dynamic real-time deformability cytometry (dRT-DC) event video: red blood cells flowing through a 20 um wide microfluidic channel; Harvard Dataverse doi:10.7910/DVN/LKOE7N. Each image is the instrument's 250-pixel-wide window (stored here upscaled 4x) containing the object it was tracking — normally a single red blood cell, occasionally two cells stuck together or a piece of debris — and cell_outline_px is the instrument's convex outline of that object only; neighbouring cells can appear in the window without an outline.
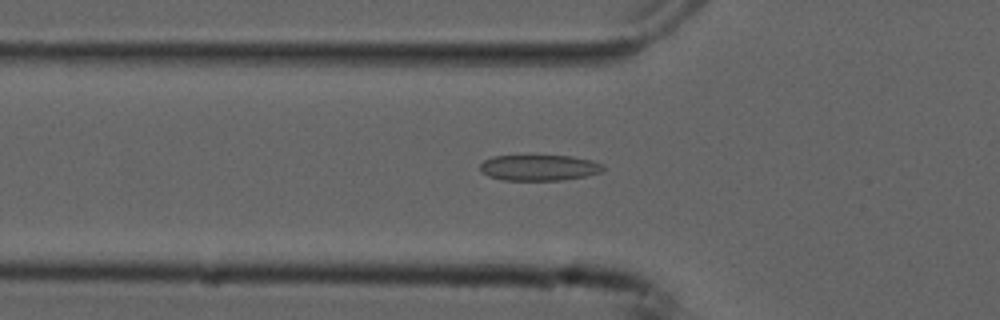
{"species": "common noctule bat (a hibernating species)", "species_latin": "Nyctalus noctula", "temperature_condition": "cold", "stored_images_in_passage": 47, "camera_frame_rate_fps": 3000, "um_per_image_px": 0.085, "animal": {"sex": "male", "forearm_length_mm": 52.5}, "frame": {"image": 1, "passage_image": 11, "time_ms": 3.333, "image_size_px": [1000, 320], "cell_outline_px": [[604, 168], [600, 172], [584, 176], [564, 180], [504, 180], [488, 176], [480, 172], [480, 164], [484, 160], [492, 156], [572, 156], [592, 160], [604, 164]], "centroid_in_image_um": [45.81, 14.25], "position_along_channel_um": 80.0, "area_um2": 18.55}}
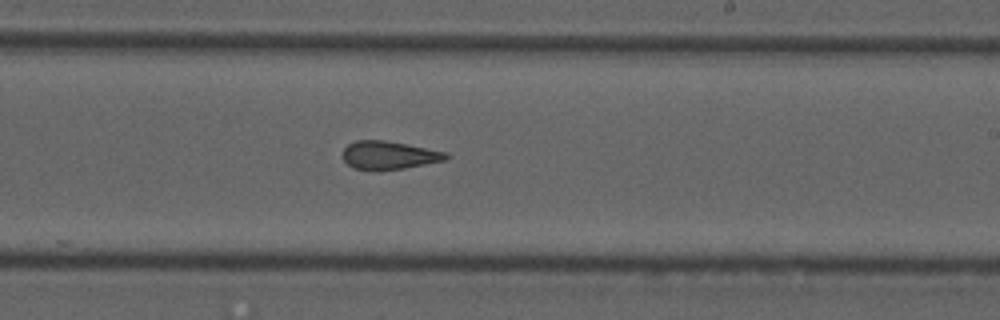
{"frame": {"image": 2, "passage_image": 25, "time_ms": 8.0, "image_size_px": [1000, 320], "cell_outline_px": [[448, 160], [404, 168], [380, 172], [372, 172], [352, 168], [344, 160], [344, 148], [348, 144], [356, 140], [384, 140], [448, 152]], "centroid_in_image_um": [33.05, 13.22], "position_along_channel_um": 255.9, "area_um2": 17.34}}
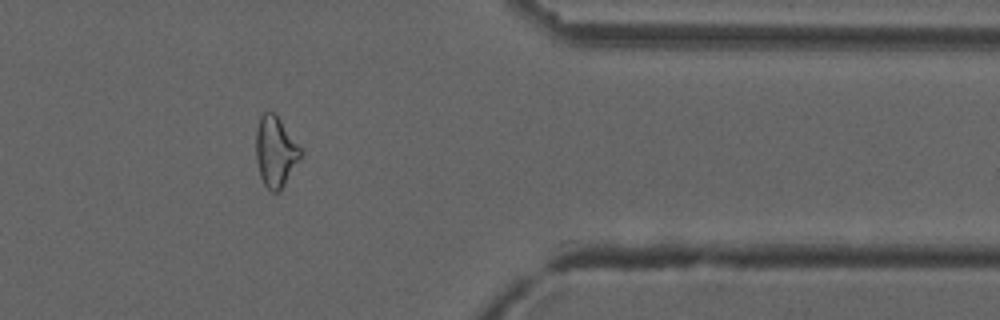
{"frame": {"image": 3, "passage_image": 37, "time_ms": 12.0, "image_size_px": [1000, 320], "cell_outline_px": [[300, 160], [280, 192], [272, 192], [264, 184], [260, 176], [256, 160], [256, 132], [260, 116], [264, 112], [272, 112], [280, 120], [300, 148]], "centroid_in_image_um": [23.39, 12.93], "position_along_channel_um": 388.0, "area_um2": 18.03}, "authors_computed_cell_mechanics": {"area_um2": 18.6694, "velocity_mm_per_s": 3.7689, "shape_relaxation_time_tau1_ms": null, "shape_relaxation_time_tau2_ms": 2.8793, "deformation_change_tau1": null, "deformation_change_tau2": 0.1105}}